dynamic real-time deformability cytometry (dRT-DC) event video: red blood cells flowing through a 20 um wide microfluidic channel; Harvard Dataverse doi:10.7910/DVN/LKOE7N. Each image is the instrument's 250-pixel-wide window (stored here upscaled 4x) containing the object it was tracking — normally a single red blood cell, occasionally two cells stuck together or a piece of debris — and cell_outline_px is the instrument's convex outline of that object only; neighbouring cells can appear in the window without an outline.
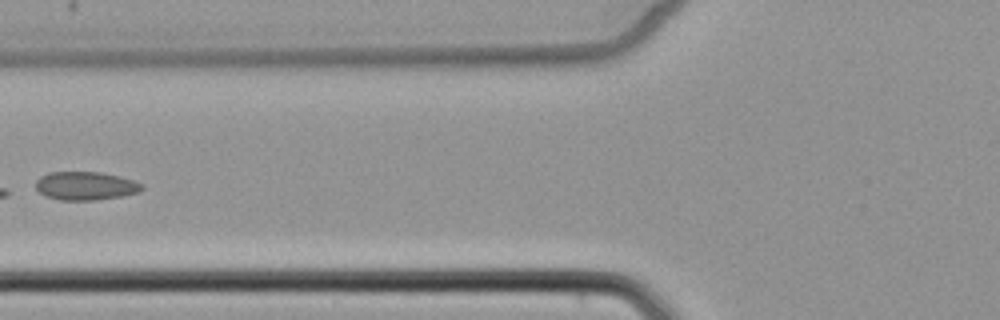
{"species": "common noctule bat (a hibernating species)", "species_latin": "Nyctalus noctula", "temperature_condition": "cold", "stored_images_in_passage": 6, "camera_frame_rate_fps": 3000, "um_per_image_px": 0.085, "animal": {"sex": "female", "body_mass_g": 22.7, "forearm_length_mm": 54.2}, "frame": {"image": 1, "passage_image": 5, "time_ms": 5.0, "image_size_px": [1000, 320], "cell_outline_px": [[144, 188], [140, 192], [124, 196], [96, 200], [60, 200], [44, 196], [36, 188], [36, 180], [40, 176], [48, 172], [100, 172], [120, 176], [144, 184]], "centroid_in_image_um": [7.29, 15.8], "position_along_channel_um": 118.5, "area_um2": 17.8}}
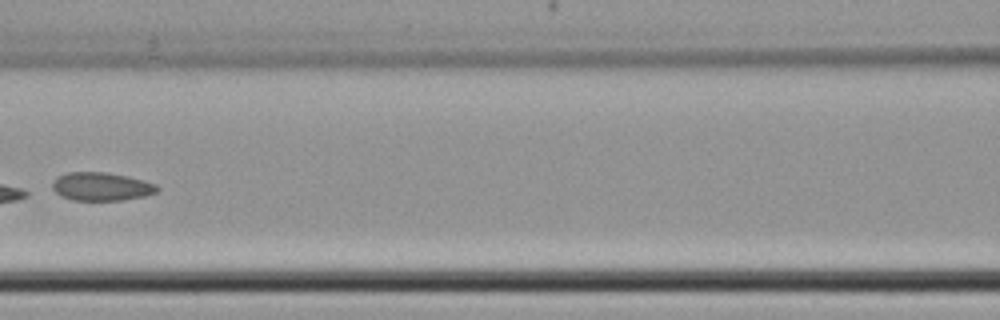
{"frame": {"image": 2, "passage_image": 6, "time_ms": 6.0, "image_size_px": [1000, 320], "cell_outline_px": [[160, 188], [156, 192], [144, 196], [120, 200], [72, 200], [60, 196], [52, 188], [52, 180], [56, 176], [68, 172], [108, 172], [128, 176], [144, 180], [156, 184]], "centroid_in_image_um": [8.59, 15.84], "position_along_channel_um": 158.0, "area_um2": 17.46}}